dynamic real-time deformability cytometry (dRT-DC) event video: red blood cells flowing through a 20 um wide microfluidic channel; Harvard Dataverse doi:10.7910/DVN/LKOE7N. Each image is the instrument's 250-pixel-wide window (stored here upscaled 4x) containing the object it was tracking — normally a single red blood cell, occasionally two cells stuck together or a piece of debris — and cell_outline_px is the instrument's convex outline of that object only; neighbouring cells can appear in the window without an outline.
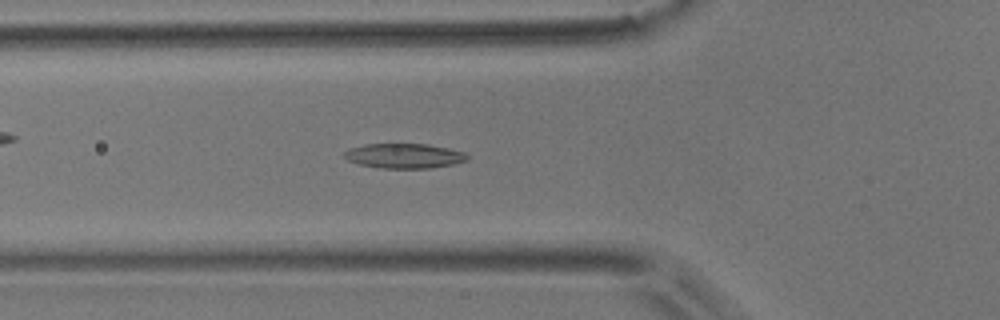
{"species": "common noctule bat (a hibernating species)", "species_latin": "Nyctalus noctula", "temperature_condition": "room temperature", "stored_images_in_passage": 34, "camera_frame_rate_fps": 3000, "um_per_image_px": 0.085, "animal": {"sex": "male", "body_mass_g": 17.9}, "frame": {"image": 1, "passage_image": 4, "time_ms": 1.0, "image_size_px": [1000, 320], "cell_outline_px": [[468, 160], [456, 164], [432, 168], [380, 168], [360, 164], [348, 160], [344, 156], [344, 152], [348, 148], [364, 144], [428, 144], [448, 148], [464, 152], [468, 156]], "centroid_in_image_um": [34.38, 13.25], "position_along_channel_um": 91.4, "area_um2": 17.86}}
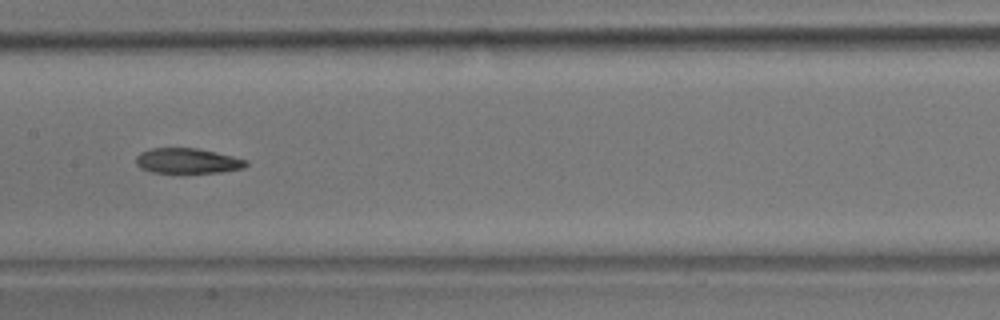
{"frame": {"image": 2, "passage_image": 12, "time_ms": 3.667, "image_size_px": [1000, 320], "cell_outline_px": [[248, 164], [244, 168], [220, 172], [184, 176], [152, 172], [140, 168], [136, 164], [136, 156], [140, 152], [152, 148], [196, 148], [216, 152], [248, 160]], "centroid_in_image_um": [15.92, 13.73], "position_along_channel_um": 191.5, "area_um2": 17.05}}
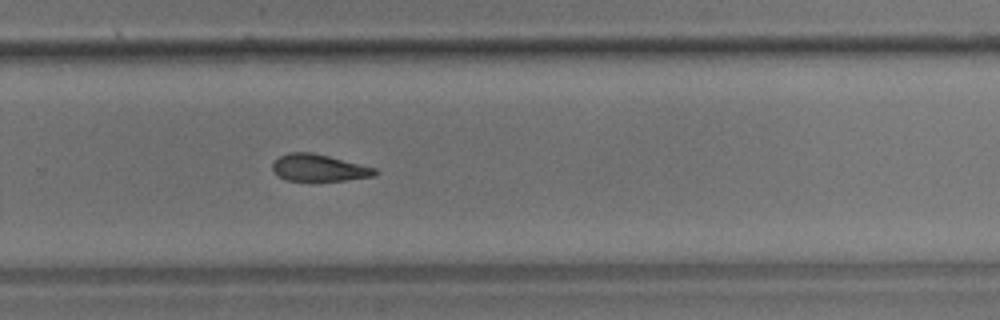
{"frame": {"image": 3, "passage_image": 21, "time_ms": 6.667, "image_size_px": [1000, 320], "cell_outline_px": [[380, 172], [376, 176], [344, 180], [284, 180], [272, 168], [272, 164], [280, 156], [288, 152], [312, 152], [376, 168]], "centroid_in_image_um": [27.14, 14.26], "position_along_channel_um": 302.7, "area_um2": 15.9}, "authors_computed_cell_mechanics": {"area_um2": 17.0221, "velocity_mm_per_s": 3.7227, "shape_relaxation_time_tau1_ms": 5.5788, "shape_relaxation_time_tau2_ms": 10.8584, "deformation_change_tau1": 0.1216, "deformation_change_tau2": 0.2284}}